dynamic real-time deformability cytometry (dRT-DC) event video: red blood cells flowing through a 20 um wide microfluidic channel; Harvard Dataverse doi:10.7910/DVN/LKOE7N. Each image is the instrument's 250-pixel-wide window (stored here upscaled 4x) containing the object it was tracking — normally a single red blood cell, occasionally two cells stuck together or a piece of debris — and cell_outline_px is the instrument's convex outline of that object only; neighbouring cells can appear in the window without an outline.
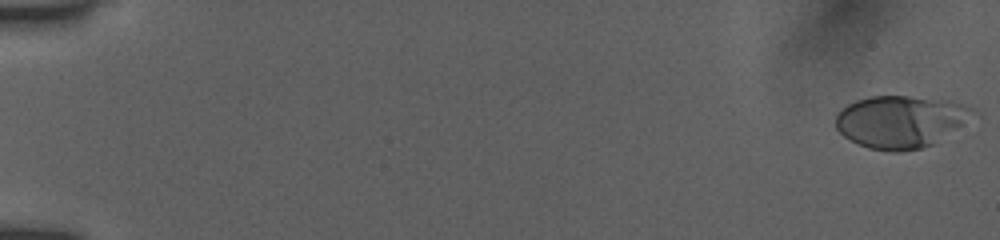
{"species": "human", "species_latin": "Homo sapiens", "temperature_condition": "room temperature", "stored_images_in_passage": 16, "camera_frame_rate_fps": 3000, "um_per_image_px": 0.085, "donor": {"sex": "female"}, "frame": {"image": 1, "passage_image": 1, "time_ms": 0.0, "image_size_px": [1000, 240], "cell_outline_px": [[972, 108], [960, 124], [932, 144], [920, 148], [900, 152], [892, 152], [868, 148], [844, 136], [836, 128], [836, 112], [848, 104], [856, 100], [872, 96], [908, 96], [952, 100], [964, 104]], "centroid_in_image_um": [76.44, 10.32], "position_along_channel_um": 8.6, "area_um2": 40.86}}